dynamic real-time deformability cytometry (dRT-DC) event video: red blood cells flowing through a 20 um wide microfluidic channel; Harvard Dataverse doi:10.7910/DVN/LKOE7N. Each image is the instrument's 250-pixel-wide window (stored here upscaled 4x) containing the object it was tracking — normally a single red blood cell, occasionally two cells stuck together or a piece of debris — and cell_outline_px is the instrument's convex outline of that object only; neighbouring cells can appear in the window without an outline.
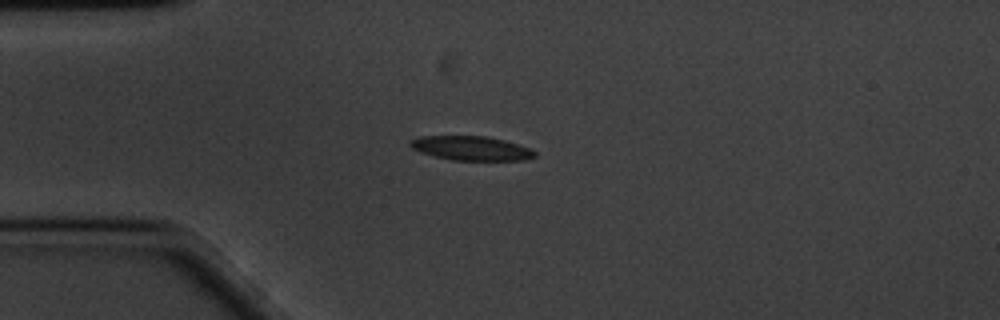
{"species": "common noctule bat (a hibernating species)", "species_latin": "Nyctalus noctula", "temperature_condition": "cold", "stored_images_in_passage": 45, "camera_frame_rate_fps": 3000, "um_per_image_px": 0.085, "animal": {"sex": "male", "body_mass_g": 20.1, "forearm_length_mm": 53.5}, "frame": {"image": 1, "passage_image": 1, "time_ms": 0.0, "image_size_px": [1000, 320], "cell_outline_px": [[536, 156], [524, 160], [452, 160], [420, 152], [412, 148], [408, 144], [408, 140], [420, 136], [484, 136], [504, 140], [532, 148], [536, 152]], "centroid_in_image_um": [40.05, 12.59], "position_along_channel_um": 45.0, "area_um2": 17.63}}
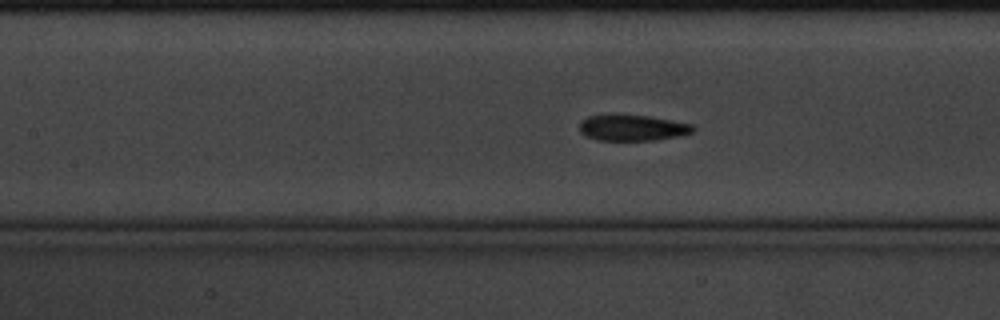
{"frame": {"image": 2, "passage_image": 12, "time_ms": 3.667, "image_size_px": [1000, 320], "cell_outline_px": [[696, 128], [692, 132], [676, 136], [656, 140], [596, 140], [584, 136], [580, 132], [580, 120], [588, 116], [608, 112], [648, 116], [672, 120], [692, 124]], "centroid_in_image_um": [53.67, 10.82], "position_along_channel_um": 153.7, "area_um2": 17.74}}
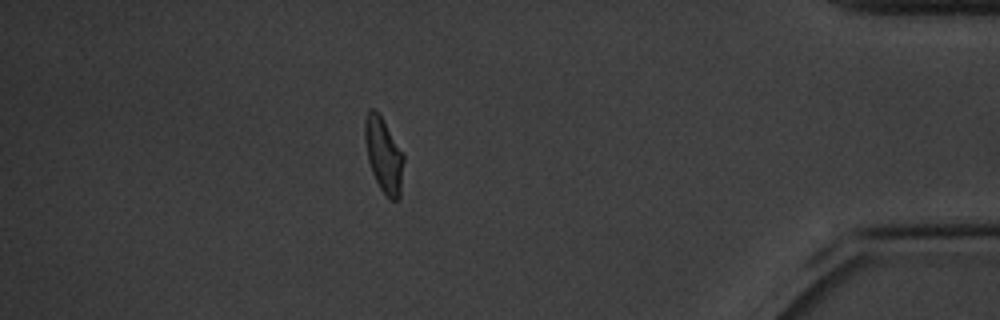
{"frame": {"image": 3, "passage_image": 38, "time_ms": 12.333, "image_size_px": [1000, 320], "cell_outline_px": [[404, 160], [400, 196], [396, 200], [388, 200], [380, 188], [372, 172], [368, 160], [364, 140], [364, 120], [368, 108], [372, 108], [380, 116], [404, 152]], "centroid_in_image_um": [32.61, 13.19], "position_along_channel_um": 402.6, "area_um2": 17.05}, "authors_computed_cell_mechanics": {"area_um2": 17.34, "velocity_mm_per_s": 3.3845, "shape_relaxation_time_tau1_ms": 3.4218, "shape_relaxation_time_tau2_ms": 2.6473, "deformation_change_tau1": 0.1199, "deformation_change_tau2": 0.0966}}